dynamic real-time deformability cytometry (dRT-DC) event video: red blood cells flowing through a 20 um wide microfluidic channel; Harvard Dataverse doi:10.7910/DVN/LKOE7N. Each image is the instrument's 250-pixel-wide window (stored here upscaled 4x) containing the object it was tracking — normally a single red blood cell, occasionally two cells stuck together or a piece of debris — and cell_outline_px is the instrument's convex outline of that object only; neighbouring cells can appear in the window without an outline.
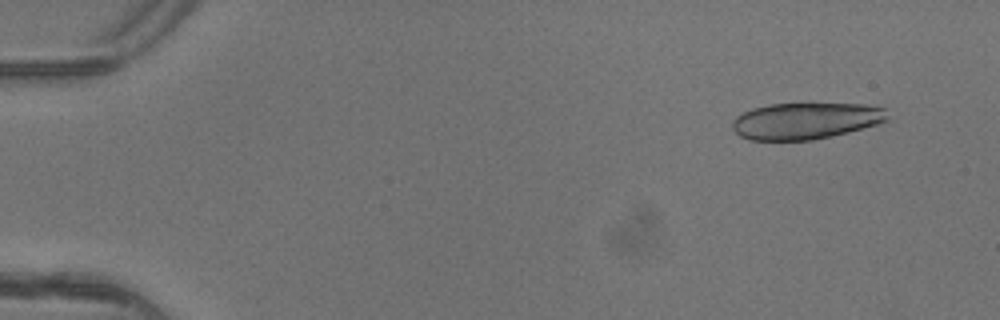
{"species": "common noctule bat (a hibernating species)", "species_latin": "Nyctalus noctula", "temperature_condition": "warm", "stored_images_in_passage": 5, "camera_frame_rate_fps": 3000, "um_per_image_px": 0.085, "animal": {"sex": "female"}, "frame": {"image": 1, "passage_image": 1, "time_ms": 0.0, "image_size_px": [1000, 320], "cell_outline_px": [[888, 120], [876, 124], [848, 132], [812, 140], [748, 140], [740, 136], [732, 128], [732, 120], [736, 116], [752, 108], [772, 104], [864, 104], [884, 108], [888, 116]], "centroid_in_image_um": [68.44, 10.27], "position_along_channel_um": 16.6, "area_um2": 32.83}}